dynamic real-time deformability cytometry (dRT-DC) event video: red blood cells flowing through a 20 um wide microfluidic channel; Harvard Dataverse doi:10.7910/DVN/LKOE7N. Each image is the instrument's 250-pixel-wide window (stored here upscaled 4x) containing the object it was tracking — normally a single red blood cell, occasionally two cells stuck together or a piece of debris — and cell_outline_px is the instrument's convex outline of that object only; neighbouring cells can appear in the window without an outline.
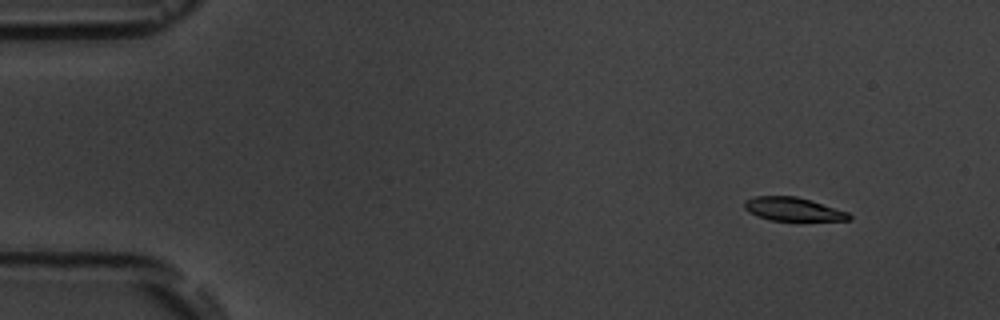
{"species": "common noctule bat (a hibernating species)", "species_latin": "Nyctalus noctula", "temperature_condition": "room temperature", "stored_images_in_passage": 6, "segment_of_instrument_passage": [1, 2], "camera_frame_rate_fps": 3000, "um_per_image_px": 0.085, "animal": {"sex": "male", "body_mass_g": 19.5, "forearm_length_mm": 54.6}, "frame": {"image": 1, "passage_image": 2, "time_ms": 1.333, "image_size_px": [1000, 320], "cell_outline_px": [[852, 220], [768, 220], [756, 216], [748, 212], [744, 208], [744, 200], [756, 196], [796, 196], [848, 212], [852, 216]], "centroid_in_image_um": [67.36, 17.78], "position_along_channel_um": 17.6, "area_um2": 14.22}}